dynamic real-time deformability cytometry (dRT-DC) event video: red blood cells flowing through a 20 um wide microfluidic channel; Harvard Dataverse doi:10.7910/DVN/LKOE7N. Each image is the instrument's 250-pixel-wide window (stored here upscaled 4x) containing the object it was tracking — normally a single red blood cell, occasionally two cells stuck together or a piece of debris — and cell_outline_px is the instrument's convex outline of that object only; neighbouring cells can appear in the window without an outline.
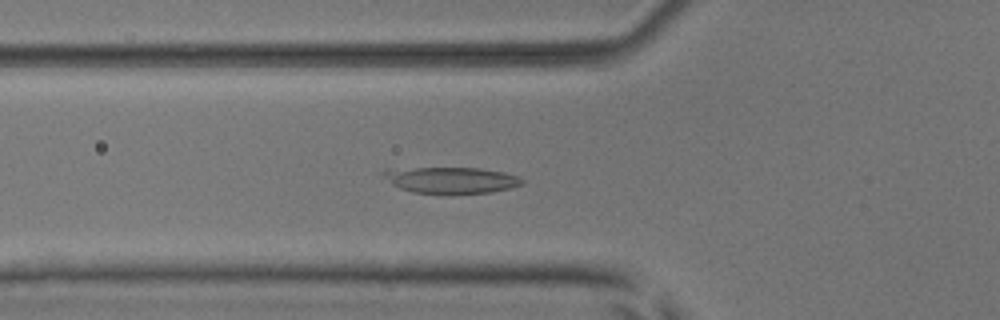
{"species": "common noctule bat (a hibernating species)", "species_latin": "Nyctalus noctula", "temperature_condition": "room temperature", "stored_images_in_passage": 36, "camera_frame_rate_fps": 3000, "um_per_image_px": 0.085, "animal": {"sex": "male", "body_mass_g": 17.9, "forearm_length_mm": 54.2}, "frame": {"image": 1, "passage_image": 13, "time_ms": 4.0, "image_size_px": [1000, 320], "cell_outline_px": [[524, 184], [512, 188], [492, 192], [412, 192], [400, 188], [392, 184], [380, 172], [384, 168], [480, 168], [504, 172], [520, 176], [524, 180]], "centroid_in_image_um": [38.36, 15.28], "position_along_channel_um": 87.4, "area_um2": 21.04}}
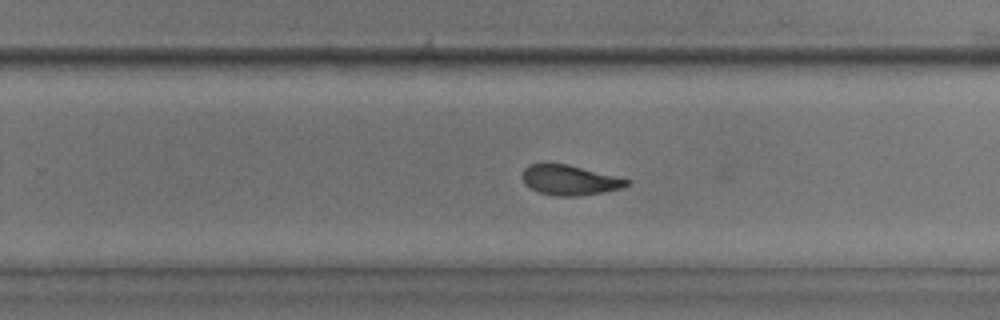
{"frame": {"image": 2, "passage_image": 28, "time_ms": 9.0, "image_size_px": [1000, 320], "cell_outline_px": [[632, 180], [628, 184], [620, 188], [604, 192], [580, 196], [556, 196], [540, 192], [532, 188], [524, 180], [524, 168], [528, 164], [544, 160], [568, 164]], "centroid_in_image_um": [48.41, 15.26], "position_along_channel_um": 281.4, "area_um2": 18.5}}
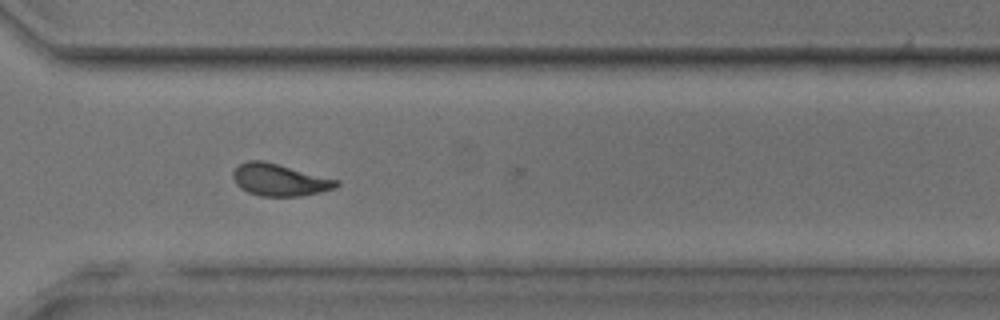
{"frame": {"image": 3, "passage_image": 33, "time_ms": 10.667, "image_size_px": [1000, 320], "cell_outline_px": [[340, 184], [332, 188], [320, 192], [300, 196], [260, 196], [248, 192], [240, 188], [236, 184], [232, 176], [232, 172], [240, 164], [248, 160], [264, 160], [340, 180]], "centroid_in_image_um": [23.75, 15.28], "position_along_channel_um": 346.9, "area_um2": 19.36}}